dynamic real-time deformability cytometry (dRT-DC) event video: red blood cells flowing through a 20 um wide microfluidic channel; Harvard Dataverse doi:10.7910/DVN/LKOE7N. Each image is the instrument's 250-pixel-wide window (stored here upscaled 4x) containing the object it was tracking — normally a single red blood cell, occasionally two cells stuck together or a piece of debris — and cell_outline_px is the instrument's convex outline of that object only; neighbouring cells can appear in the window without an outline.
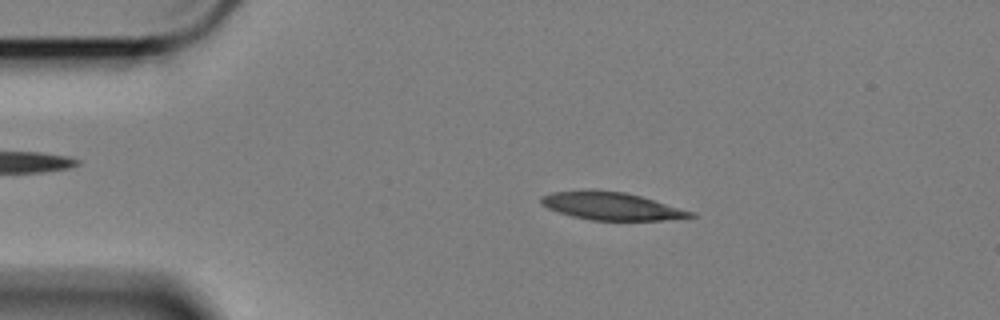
{"species": "Egyptian fruit bat (a non-hibernating species)", "species_latin": "Rousettus aegyptiacus", "temperature_condition": "cold", "stored_images_in_passage": 57, "camera_frame_rate_fps": 3000, "um_per_image_px": 0.085, "animal": {"sex": "female"}, "frame": {"image": 1, "passage_image": 10, "time_ms": 3.0, "image_size_px": [1000, 320], "cell_outline_px": [[696, 216], [660, 220], [592, 220], [572, 216], [548, 208], [540, 204], [540, 196], [552, 192], [624, 192], [640, 196], [696, 212]], "centroid_in_image_um": [52.01, 17.55], "position_along_channel_um": 33.0, "area_um2": 23.29}}
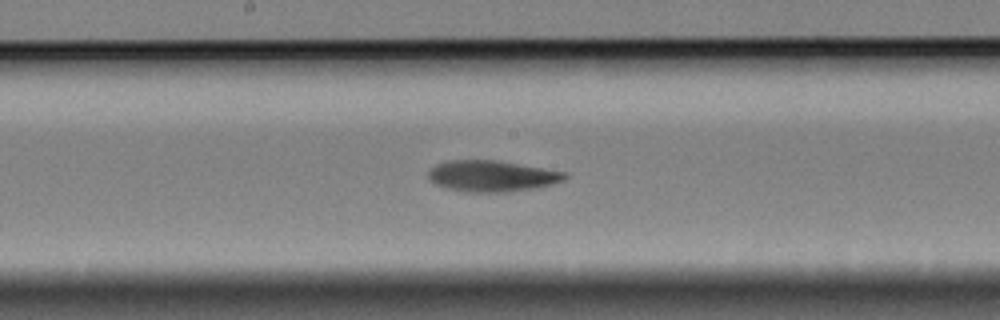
{"frame": {"image": 2, "passage_image": 29, "time_ms": 9.333, "image_size_px": [1000, 320], "cell_outline_px": [[568, 176], [564, 180], [540, 188], [504, 192], [464, 192], [448, 188], [436, 184], [428, 176], [428, 172], [436, 164], [448, 160], [496, 160], [568, 172]], "centroid_in_image_um": [41.86, 14.96], "position_along_channel_um": 206.3, "area_um2": 24.85}}
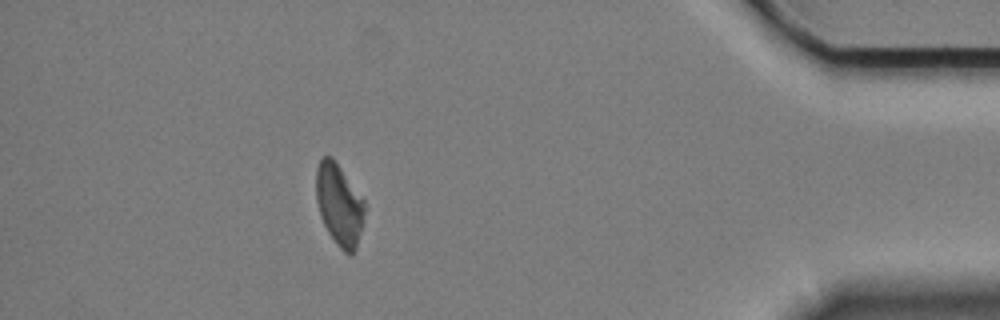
{"frame": {"image": 3, "passage_image": 51, "time_ms": 16.667, "image_size_px": [1000, 320], "cell_outline_px": [[364, 212], [356, 248], [348, 256], [336, 244], [328, 232], [320, 216], [316, 200], [316, 168], [320, 160], [324, 156], [332, 156], [364, 200]], "centroid_in_image_um": [28.8, 17.38], "position_along_channel_um": 406.4, "area_um2": 22.77}, "authors_computed_cell_mechanics": {"area_um2": 24.4494, "velocity_mm_per_s": 3.3867, "shape_relaxation_time_tau1_ms": 10.8887, "shape_relaxation_time_tau2_ms": 10.0718, "deformation_change_tau1": 0.2277, "deformation_change_tau2": 0.1428}}